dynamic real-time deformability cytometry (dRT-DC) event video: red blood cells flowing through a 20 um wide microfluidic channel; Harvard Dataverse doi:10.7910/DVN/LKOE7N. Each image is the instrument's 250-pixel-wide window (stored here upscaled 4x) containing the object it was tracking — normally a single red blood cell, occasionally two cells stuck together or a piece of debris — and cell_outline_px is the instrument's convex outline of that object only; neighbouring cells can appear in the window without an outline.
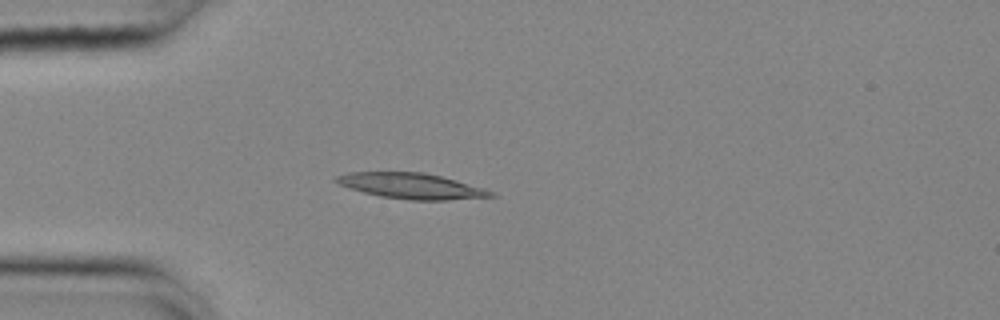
{"species": "common noctule bat (a hibernating species)", "species_latin": "Nyctalus noctula", "temperature_condition": "cold", "stored_images_in_passage": 41, "camera_frame_rate_fps": 3000, "um_per_image_px": 0.085, "animal": {"sex": "female", "body_mass_g": 25.1}, "frame": {"image": 1, "passage_image": 9, "time_ms": 2.667, "image_size_px": [1000, 320], "cell_outline_px": [[500, 196], [444, 200], [408, 200], [380, 196], [364, 192], [340, 184], [332, 180], [336, 176], [348, 172], [424, 172], [456, 180], [484, 188]], "centroid_in_image_um": [34.98, 15.8], "position_along_channel_um": 50.0, "area_um2": 22.95}}
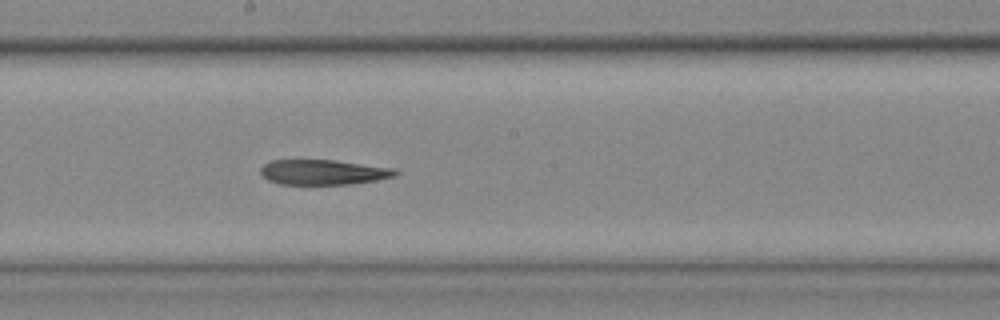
{"frame": {"image": 2, "passage_image": 24, "time_ms": 7.667, "image_size_px": [1000, 320], "cell_outline_px": [[400, 172], [392, 176], [376, 180], [352, 184], [280, 184], [268, 180], [260, 172], [260, 168], [264, 164], [272, 160], [336, 160], [396, 168]], "centroid_in_image_um": [27.49, 14.63], "position_along_channel_um": 220.7, "area_um2": 19.71}}
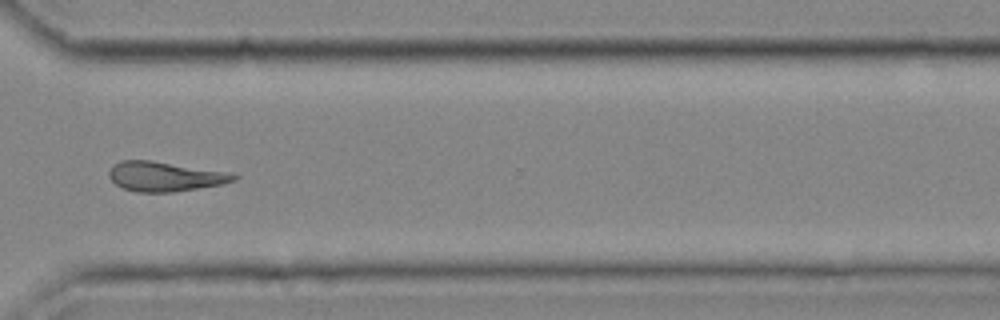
{"frame": {"image": 3, "passage_image": 35, "time_ms": 11.333, "image_size_px": [1000, 320], "cell_outline_px": [[240, 176], [236, 180], [220, 184], [172, 192], [136, 192], [124, 188], [116, 184], [108, 176], [108, 172], [112, 164], [120, 160], [152, 160], [220, 172]], "centroid_in_image_um": [13.89, 15.0], "position_along_channel_um": 356.7, "area_um2": 21.04}, "authors_computed_cell_mechanics": {"area_um2": 21.7328, "velocity_mm_per_s": 3.6791, "shape_relaxation_time_tau1_ms": 6.26, "shape_relaxation_time_tau2_ms": null, "deformation_change_tau1": 0.1501, "deformation_change_tau2": null}}